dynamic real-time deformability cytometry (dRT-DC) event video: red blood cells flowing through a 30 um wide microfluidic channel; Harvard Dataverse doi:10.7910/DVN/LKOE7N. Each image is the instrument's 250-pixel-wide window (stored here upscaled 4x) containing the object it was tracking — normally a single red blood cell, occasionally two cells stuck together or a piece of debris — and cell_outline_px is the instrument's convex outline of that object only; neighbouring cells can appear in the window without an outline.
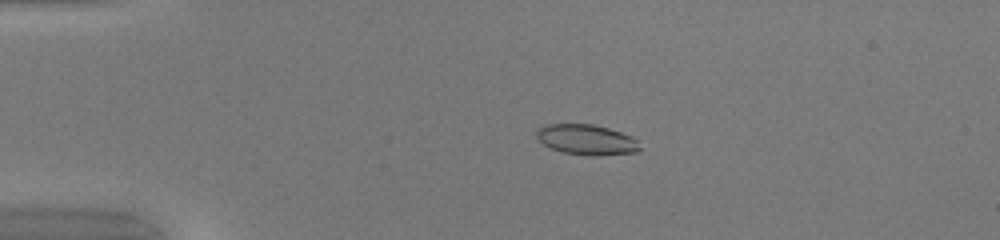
{"species": "common noctule bat (a hibernating species)", "species_latin": "Nyctalus noctula", "temperature_condition": "warm", "stored_images_in_passage": 51, "camera_frame_rate_fps": 3000, "um_per_image_px": 0.085, "animal": {"sex": "female", "body_mass_g": 20.0, "forearm_length_mm": 54.0}, "frame": {"image": 1, "passage_image": 12, "time_ms": 3.667, "image_size_px": [1000, 240], "cell_outline_px": [[640, 148], [636, 152], [596, 156], [592, 156], [564, 152], [552, 148], [544, 144], [536, 136], [536, 128], [544, 124], [592, 124], [608, 128], [632, 136], [636, 140]], "centroid_in_image_um": [49.83, 11.86], "position_along_channel_um": 35.2, "area_um2": 18.15}}
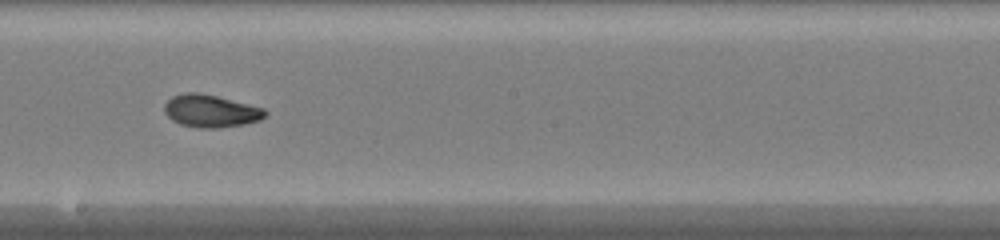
{"frame": {"image": 2, "passage_image": 30, "time_ms": 9.667, "image_size_px": [1000, 240], "cell_outline_px": [[268, 116], [260, 120], [244, 124], [216, 128], [200, 128], [180, 124], [172, 120], [164, 112], [164, 104], [172, 96], [184, 92], [200, 92], [264, 108], [268, 112]], "centroid_in_image_um": [17.92, 9.43], "position_along_channel_um": 230.3, "area_um2": 19.19}}
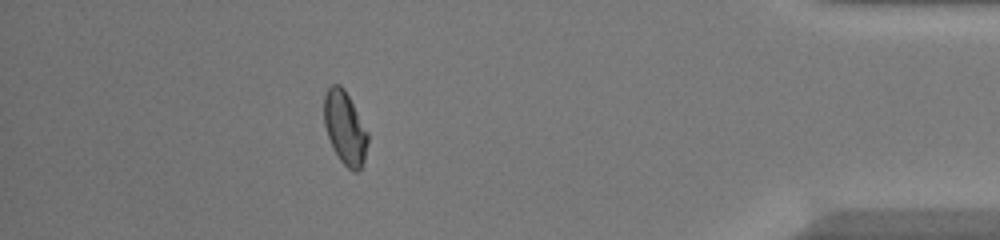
{"frame": {"image": 3, "passage_image": 46, "time_ms": 15.0, "image_size_px": [1000, 240], "cell_outline_px": [[368, 140], [364, 160], [360, 168], [356, 172], [352, 172], [340, 160], [332, 148], [324, 124], [324, 96], [328, 88], [332, 84], [340, 84], [344, 88], [368, 132]], "centroid_in_image_um": [29.31, 10.87], "position_along_channel_um": 405.9, "area_um2": 18.55}, "authors_computed_cell_mechanics": {"area_um2": 18.4382, "velocity_mm_per_s": 4.1236, "shape_relaxation_time_tau1_ms": 9.9193, "shape_relaxation_time_tau2_ms": 1.7031, "deformation_change_tau1": 0.2549, "deformation_change_tau2": 0.0605}}